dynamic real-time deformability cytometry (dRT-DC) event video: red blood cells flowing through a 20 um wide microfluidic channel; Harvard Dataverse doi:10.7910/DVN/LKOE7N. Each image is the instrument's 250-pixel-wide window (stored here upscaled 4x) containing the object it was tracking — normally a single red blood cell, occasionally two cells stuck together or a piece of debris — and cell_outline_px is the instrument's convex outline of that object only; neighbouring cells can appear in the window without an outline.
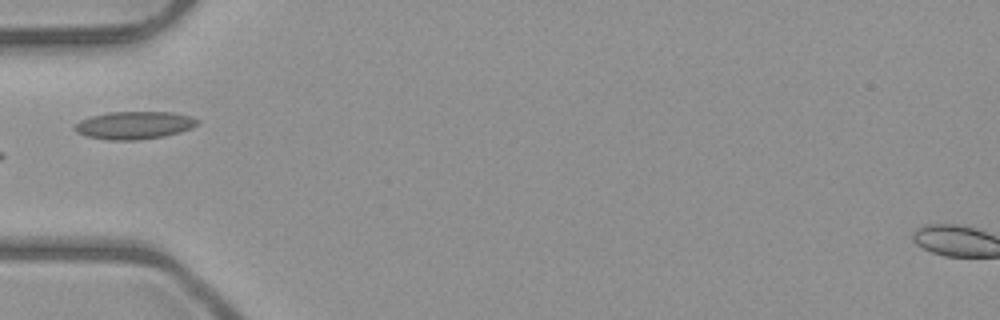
{"species": "common noctule bat (a hibernating species)", "species_latin": "Nyctalus noctula", "temperature_condition": "room temperature", "stored_images_in_passage": 5, "camera_frame_rate_fps": 3000, "um_per_image_px": 0.085, "animal": {"sex": "male", "body_mass_g": 23.1, "forearm_length_mm": 52.7}, "frame": {"image": 1, "passage_image": 5, "time_ms": 4.667, "image_size_px": [1000, 320], "cell_outline_px": [[200, 120], [192, 128], [180, 132], [164, 136], [136, 140], [108, 140], [88, 136], [76, 132], [72, 128], [80, 120], [92, 116], [108, 112], [172, 112], [192, 116]], "centroid_in_image_um": [11.42, 10.64], "position_along_channel_um": 73.6, "area_um2": 19.83}}